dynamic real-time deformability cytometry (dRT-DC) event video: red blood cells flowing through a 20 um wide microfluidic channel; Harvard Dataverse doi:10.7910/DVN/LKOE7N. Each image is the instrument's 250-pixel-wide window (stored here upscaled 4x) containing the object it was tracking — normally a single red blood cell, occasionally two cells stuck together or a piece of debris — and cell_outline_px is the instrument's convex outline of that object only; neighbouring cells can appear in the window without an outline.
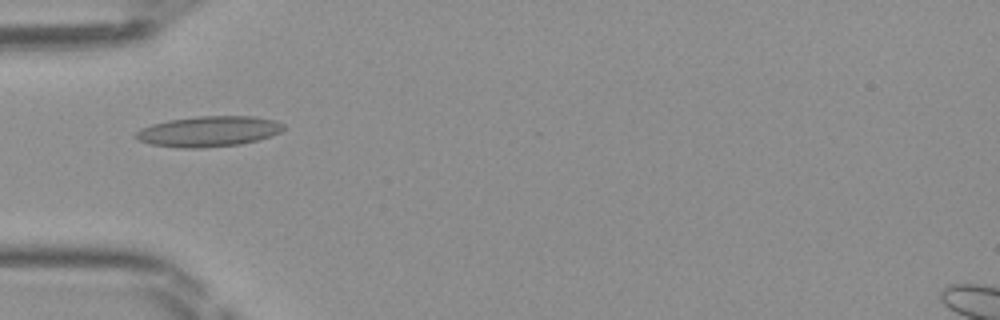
{"species": "Egyptian fruit bat (a non-hibernating species)", "species_latin": "Rousettus aegyptiacus", "temperature_condition": "room temperature", "stored_images_in_passage": 39, "camera_frame_rate_fps": 3000, "um_per_image_px": 0.085, "frame": {"image": 1, "passage_image": 7, "time_ms": 2.0, "image_size_px": [1000, 320], "cell_outline_px": [[284, 128], [280, 132], [256, 140], [240, 144], [200, 148], [184, 148], [152, 144], [136, 140], [132, 136], [140, 128], [152, 124], [168, 120], [196, 116], [252, 116], [272, 120], [284, 124]], "centroid_in_image_um": [17.67, 11.16], "position_along_channel_um": 67.3, "area_um2": 26.13}}
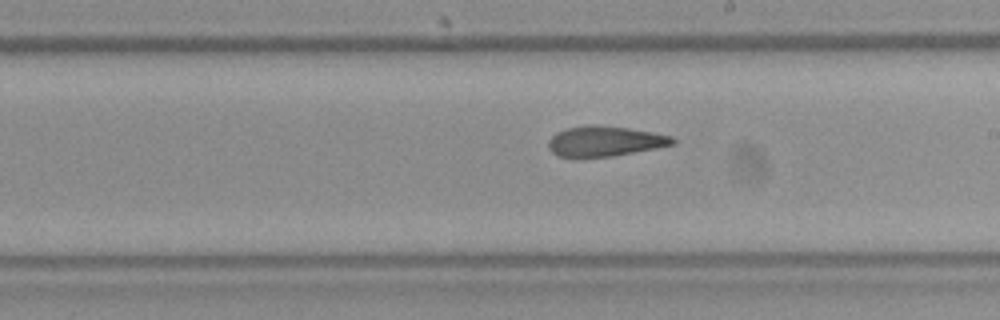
{"frame": {"image": 2, "passage_image": 19, "time_ms": 6.0, "image_size_px": [1000, 320], "cell_outline_px": [[676, 144], [656, 148], [612, 156], [560, 156], [552, 152], [548, 148], [548, 140], [556, 132], [568, 128], [588, 124], [592, 124], [628, 128], [652, 132], [672, 136], [676, 140]], "centroid_in_image_um": [51.43, 11.98], "position_along_channel_um": 237.6, "area_um2": 21.68}}
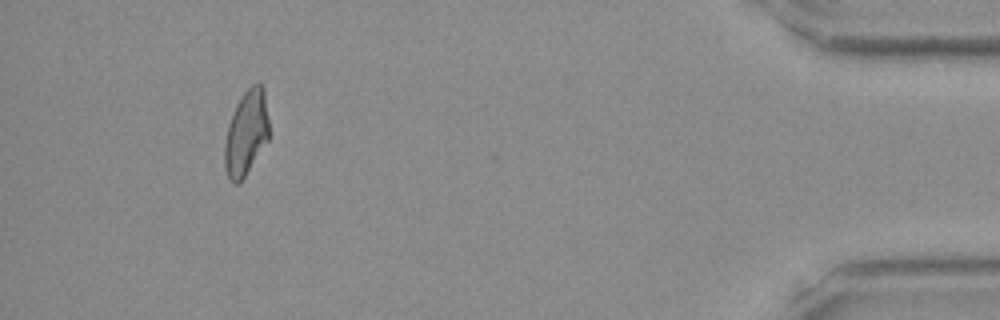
{"frame": {"image": 3, "passage_image": 36, "time_ms": 11.667, "image_size_px": [1000, 320], "cell_outline_px": [[268, 140], [244, 176], [236, 184], [232, 184], [228, 180], [224, 164], [224, 144], [228, 124], [236, 104], [244, 92], [252, 84], [260, 84], [264, 88], [268, 120]], "centroid_in_image_um": [20.9, 11.31], "position_along_channel_um": 414.3, "area_um2": 21.79}}